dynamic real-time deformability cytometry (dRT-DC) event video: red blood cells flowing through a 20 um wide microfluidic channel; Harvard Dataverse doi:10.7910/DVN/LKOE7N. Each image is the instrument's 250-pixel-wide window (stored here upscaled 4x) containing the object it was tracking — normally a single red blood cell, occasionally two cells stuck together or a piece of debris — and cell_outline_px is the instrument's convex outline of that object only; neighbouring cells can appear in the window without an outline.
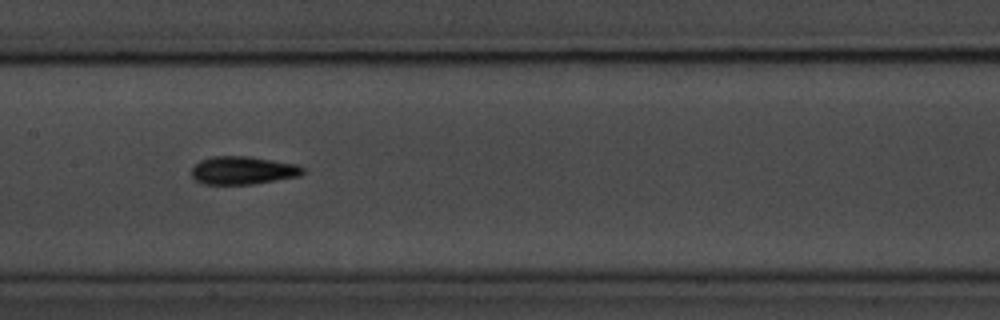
{"species": "common noctule bat (a hibernating species)", "species_latin": "Nyctalus noctula", "temperature_condition": "room temperature", "stored_images_in_passage": 14, "camera_frame_rate_fps": 3000, "um_per_image_px": 0.085, "animal": {"sex": "male", "body_mass_g": 20.1, "forearm_length_mm": 53.5}, "frame": {"image": 1, "passage_image": 7, "time_ms": 7.667, "image_size_px": [1000, 320], "cell_outline_px": [[308, 168], [300, 176], [252, 184], [200, 184], [192, 176], [192, 168], [200, 160], [212, 156], [248, 156], [296, 164]], "centroid_in_image_um": [20.66, 14.48], "position_along_channel_um": 186.7, "area_um2": 18.26}}
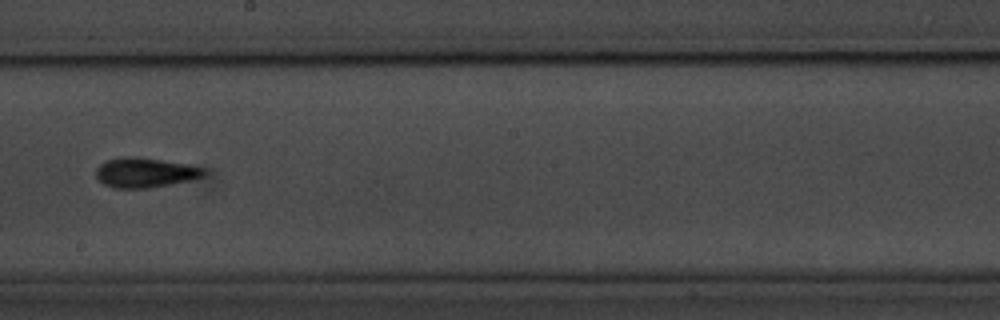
{"frame": {"image": 2, "passage_image": 8, "time_ms": 9.0, "image_size_px": [1000, 320], "cell_outline_px": [[208, 172], [204, 176], [192, 180], [172, 184], [148, 188], [112, 188], [104, 184], [96, 176], [96, 168], [100, 164], [108, 160], [124, 156], [132, 156], [188, 164], [204, 168]], "centroid_in_image_um": [12.36, 14.68], "position_along_channel_um": 235.8, "area_um2": 18.79}}
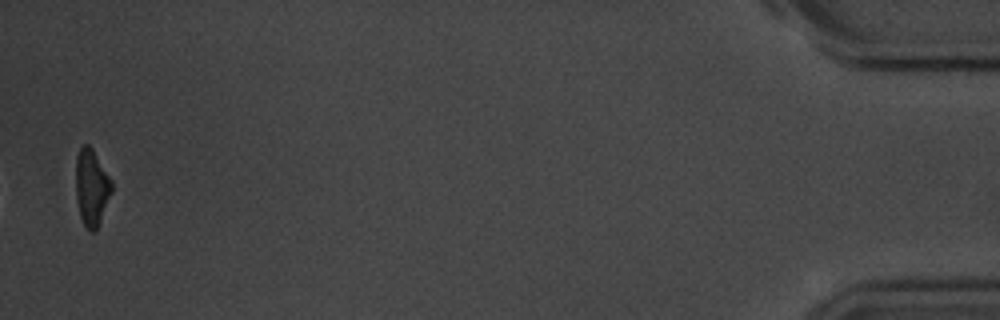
{"frame": {"image": 3, "passage_image": 14, "time_ms": 16.667, "image_size_px": [1000, 320], "cell_outline_px": [[112, 192], [100, 224], [96, 232], [92, 232], [84, 224], [80, 216], [76, 200], [76, 156], [80, 148], [84, 144], [88, 144], [92, 148], [112, 180]], "centroid_in_image_um": [7.79, 15.95], "position_along_channel_um": 427.4, "area_um2": 16.18}, "authors_computed_cell_mechanics": {"area_um2": 17.8024, "velocity_mm_per_s": 3.6958, "shape_relaxation_time_tau1_ms": 3.4659, "shape_relaxation_time_tau2_ms": 3.812, "deformation_change_tau1": 0.1308, "deformation_change_tau2": 0.1004}}